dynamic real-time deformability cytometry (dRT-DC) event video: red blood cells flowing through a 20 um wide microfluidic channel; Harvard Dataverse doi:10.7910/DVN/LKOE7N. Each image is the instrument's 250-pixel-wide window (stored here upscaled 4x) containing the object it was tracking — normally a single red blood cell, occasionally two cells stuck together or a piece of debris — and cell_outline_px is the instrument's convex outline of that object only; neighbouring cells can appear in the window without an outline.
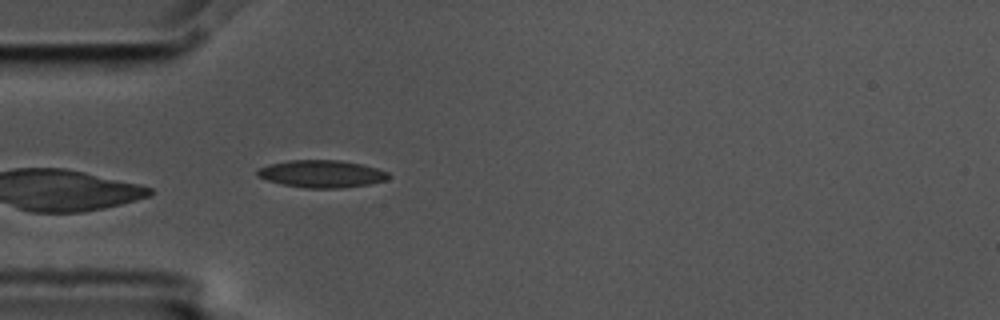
{"species": "common noctule bat (a hibernating species)", "species_latin": "Nyctalus noctula", "temperature_condition": "cold", "stored_images_in_passage": 6, "camera_frame_rate_fps": 3000, "um_per_image_px": 0.085, "animal": {"sex": "male", "body_mass_g": 17.5, "forearm_length_mm": 52.3}, "frame": {"image": 1, "passage_image": 6, "time_ms": 1.667, "image_size_px": [1000, 320], "cell_outline_px": [[392, 176], [388, 180], [368, 184], [340, 188], [304, 188], [284, 184], [268, 180], [256, 176], [256, 172], [260, 168], [268, 164], [288, 160], [340, 160], [360, 164], [376, 168], [388, 172]], "centroid_in_image_um": [27.35, 14.77], "position_along_channel_um": 57.6, "area_um2": 20.92}}